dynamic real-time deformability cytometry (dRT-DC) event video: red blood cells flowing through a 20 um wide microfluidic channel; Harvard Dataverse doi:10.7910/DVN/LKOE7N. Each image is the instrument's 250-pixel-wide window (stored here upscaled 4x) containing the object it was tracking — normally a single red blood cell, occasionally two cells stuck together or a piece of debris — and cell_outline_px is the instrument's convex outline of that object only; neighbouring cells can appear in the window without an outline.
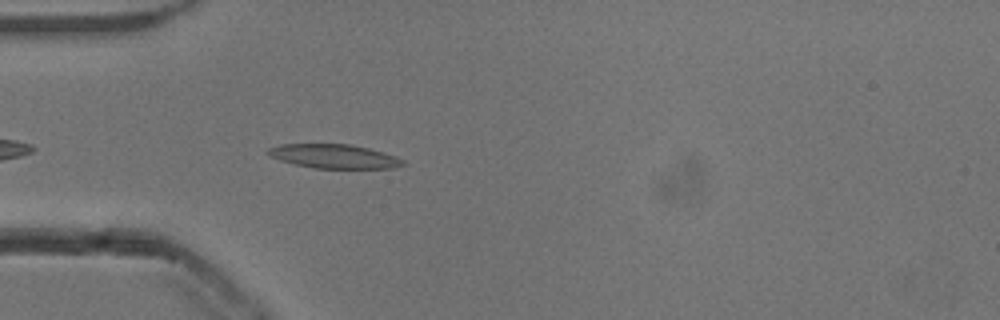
{"species": "common noctule bat (a hibernating species)", "species_latin": "Nyctalus noctula", "temperature_condition": "cold", "stored_images_in_passage": 32, "camera_frame_rate_fps": 3000, "um_per_image_px": 0.085, "animal": {"sex": "male", "body_mass_g": 13.3}, "frame": {"image": 1, "passage_image": 4, "time_ms": 1.0, "image_size_px": [1000, 320], "cell_outline_px": [[408, 164], [392, 168], [312, 168], [280, 160], [268, 156], [264, 152], [268, 148], [280, 144], [348, 144], [368, 148], [396, 156], [404, 160]], "centroid_in_image_um": [28.37, 13.28], "position_along_channel_um": 56.6, "area_um2": 18.96}}
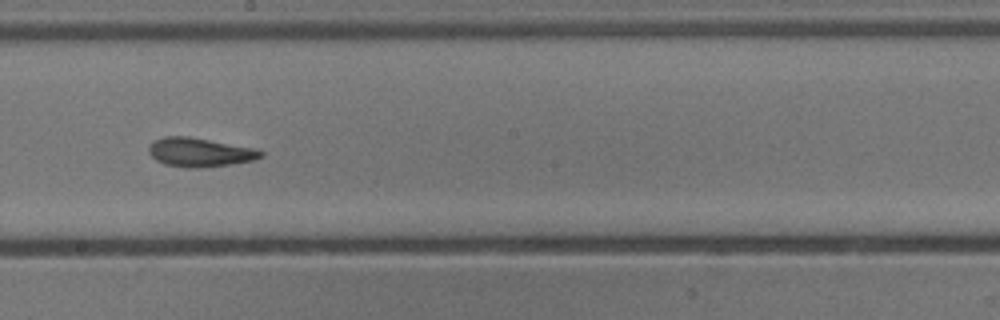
{"frame": {"image": 2, "passage_image": 18, "time_ms": 5.667, "image_size_px": [1000, 320], "cell_outline_px": [[264, 156], [252, 160], [228, 164], [200, 168], [184, 168], [164, 164], [156, 160], [148, 152], [148, 148], [156, 140], [164, 136], [188, 136], [256, 148], [264, 152]], "centroid_in_image_um": [16.98, 12.94], "position_along_channel_um": 231.2, "area_um2": 18.84}}
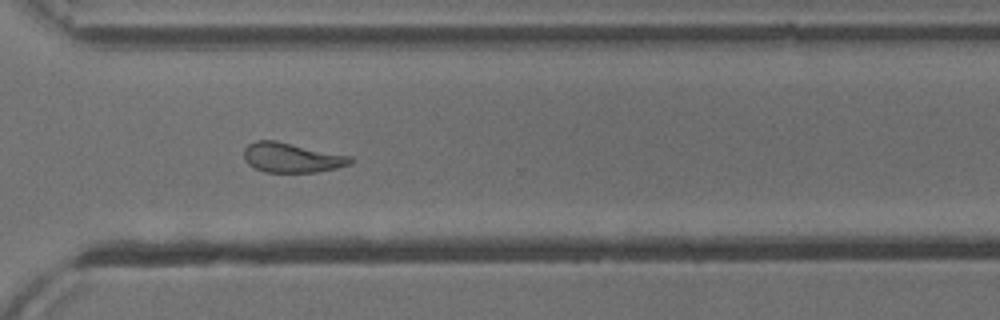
{"frame": {"image": 3, "passage_image": 27, "time_ms": 8.667, "image_size_px": [1000, 320], "cell_outline_px": [[352, 164], [336, 168], [316, 172], [264, 172], [248, 164], [244, 160], [244, 148], [248, 144], [256, 140], [276, 140], [352, 156]], "centroid_in_image_um": [24.79, 13.39], "position_along_channel_um": 345.8, "area_um2": 18.55}, "authors_computed_cell_mechanics": {"area_um2": 18.3804, "velocity_mm_per_s": 3.8424, "shape_relaxation_time_tau1_ms": 5.3696, "shape_relaxation_time_tau2_ms": 2.7234, "deformation_change_tau1": 0.1526, "deformation_change_tau2": 0.1083}}